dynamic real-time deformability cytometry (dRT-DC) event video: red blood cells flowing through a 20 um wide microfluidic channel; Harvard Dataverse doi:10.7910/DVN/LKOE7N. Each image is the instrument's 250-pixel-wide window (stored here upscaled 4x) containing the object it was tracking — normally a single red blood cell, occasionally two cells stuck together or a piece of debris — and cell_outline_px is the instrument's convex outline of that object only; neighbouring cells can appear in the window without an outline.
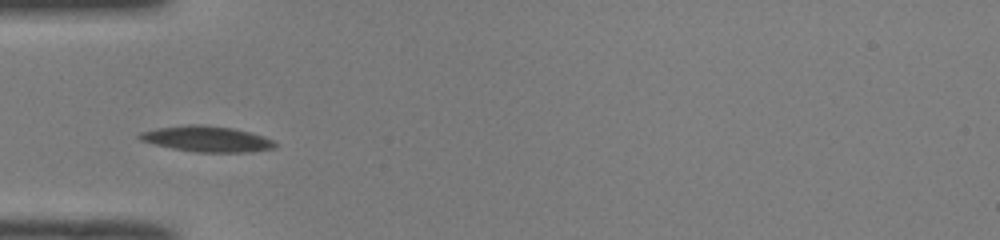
{"species": "common noctule bat (a hibernating species)", "species_latin": "Nyctalus noctula", "temperature_condition": "room temperature", "stored_images_in_passage": 37, "camera_frame_rate_fps": 3000, "um_per_image_px": 0.085, "animal": {"sex": "male", "body_mass_g": 19.0, "forearm_length_mm": 50.8}, "frame": {"image": 1, "passage_image": 1, "time_ms": 0.0, "image_size_px": [1000, 240], "cell_outline_px": [[276, 148], [252, 152], [196, 152], [172, 148], [140, 140], [136, 136], [140, 132], [156, 128], [188, 124], [200, 124], [232, 128], [264, 136], [272, 140], [276, 144]], "centroid_in_image_um": [17.58, 11.81], "position_along_channel_um": 67.4, "area_um2": 20.29}}
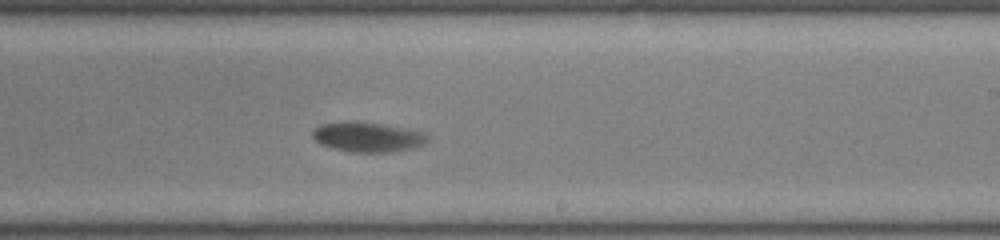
{"frame": {"image": 2, "passage_image": 16, "time_ms": 5.0, "image_size_px": [1000, 240], "cell_outline_px": [[428, 140], [424, 144], [412, 148], [388, 152], [348, 152], [332, 148], [320, 144], [312, 136], [312, 132], [320, 124], [384, 124], [424, 132], [428, 136]], "centroid_in_image_um": [31.29, 11.69], "position_along_channel_um": 257.7, "area_um2": 19.19}}
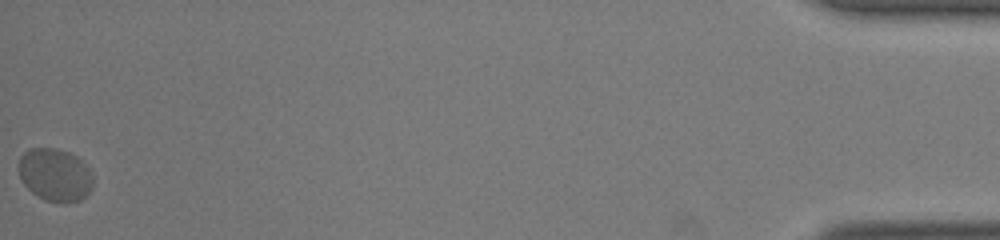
{"frame": {"image": 3, "passage_image": 37, "time_ms": 12.0, "image_size_px": [1000, 240], "cell_outline_px": [[92, 188], [80, 200], [68, 204], [60, 204], [44, 200], [32, 192], [24, 184], [20, 176], [20, 156], [28, 148], [56, 148], [68, 152], [76, 156], [92, 172]], "centroid_in_image_um": [4.69, 14.88], "position_along_channel_um": 430.5, "area_um2": 22.95}, "authors_computed_cell_mechanics": {"area_um2": 20.23, "velocity_mm_per_s": 3.8219, "shape_relaxation_time_tau1_ms": 11.3198, "shape_relaxation_time_tau2_ms": null, "deformation_change_tau1": 0.2866, "deformation_change_tau2": null}}